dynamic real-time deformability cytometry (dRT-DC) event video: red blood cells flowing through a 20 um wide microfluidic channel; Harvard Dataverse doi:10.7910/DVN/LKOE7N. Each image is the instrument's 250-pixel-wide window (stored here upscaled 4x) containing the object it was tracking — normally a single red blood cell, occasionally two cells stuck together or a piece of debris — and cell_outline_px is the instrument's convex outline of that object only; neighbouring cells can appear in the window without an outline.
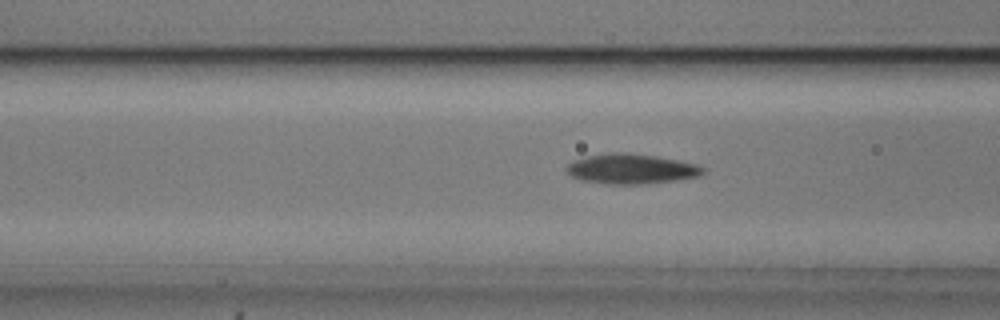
{"species": "common noctule bat (a hibernating species)", "species_latin": "Nyctalus noctula", "temperature_condition": "cold", "stored_images_in_passage": 32, "camera_frame_rate_fps": 3000, "um_per_image_px": 0.085, "animal": {"sex": "male", "body_mass_g": 20.5, "forearm_length_mm": 52.5}, "frame": {"image": 1, "passage_image": 5, "time_ms": 1.333, "image_size_px": [1000, 320], "cell_outline_px": [[708, 168], [700, 176], [676, 180], [648, 184], [608, 184], [580, 180], [572, 176], [564, 168], [572, 160], [588, 156], [608, 152], [624, 152], [656, 156], [696, 164]], "centroid_in_image_um": [53.66, 14.36], "position_along_channel_um": 112.9, "area_um2": 24.04}}
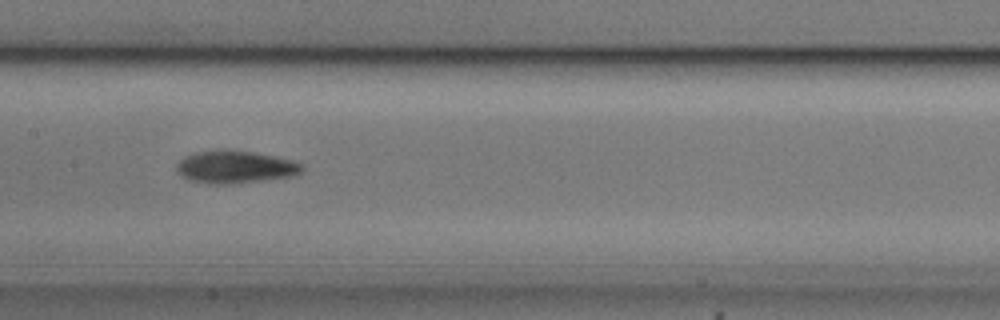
{"frame": {"image": 2, "passage_image": 11, "time_ms": 3.333, "image_size_px": [1000, 320], "cell_outline_px": [[304, 172], [296, 176], [232, 184], [212, 184], [188, 180], [176, 172], [176, 164], [184, 156], [196, 152], [216, 148], [224, 148], [252, 152], [276, 156], [292, 160], [304, 164]], "centroid_in_image_um": [20.01, 14.18], "position_along_channel_um": 187.4, "area_um2": 24.51}}
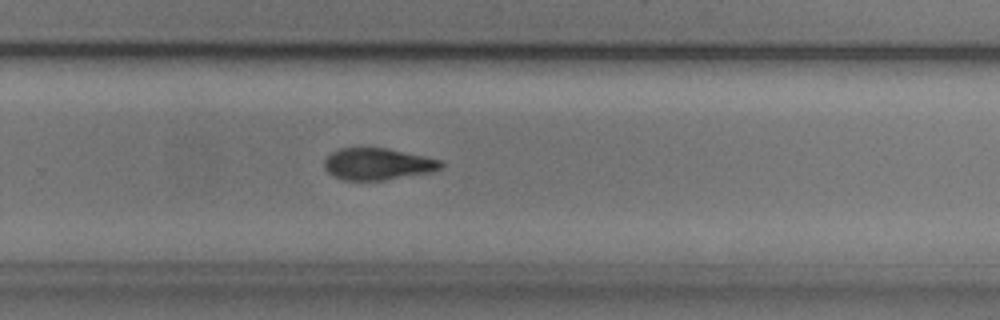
{"frame": {"image": 3, "passage_image": 20, "time_ms": 6.333, "image_size_px": [1000, 320], "cell_outline_px": [[444, 164], [440, 168], [432, 172], [384, 180], [344, 180], [332, 176], [324, 168], [324, 160], [332, 152], [340, 148], [360, 144], [388, 148], [424, 156], [440, 160]], "centroid_in_image_um": [32.05, 13.9], "position_along_channel_um": 297.8, "area_um2": 22.25}, "authors_computed_cell_mechanics": {"area_um2": 22.5709, "velocity_mm_per_s": 3.6988, "shape_relaxation_time_tau1_ms": 3.3299, "shape_relaxation_time_tau2_ms": null, "deformation_change_tau1": 0.1238, "deformation_change_tau2": null}}